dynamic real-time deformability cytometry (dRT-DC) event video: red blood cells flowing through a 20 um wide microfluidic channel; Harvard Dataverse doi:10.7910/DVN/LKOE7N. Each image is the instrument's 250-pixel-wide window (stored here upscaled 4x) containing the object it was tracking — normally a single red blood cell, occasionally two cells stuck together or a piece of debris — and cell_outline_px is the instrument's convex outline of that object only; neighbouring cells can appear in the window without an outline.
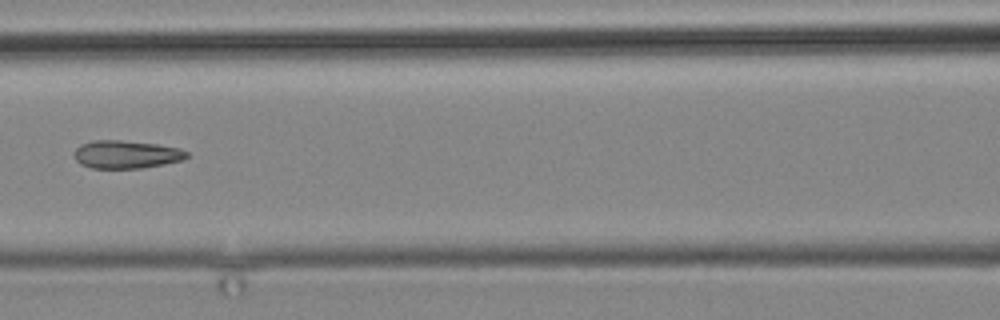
{"species": "common noctule bat (a hibernating species)", "species_latin": "Nyctalus noctula", "temperature_condition": "cold", "stored_images_in_passage": 15, "camera_frame_rate_fps": 3000, "um_per_image_px": 0.085, "animal": {"sex": "male", "body_mass_g": 19.2, "forearm_length_mm": 51.8}, "frame": {"image": 1, "passage_image": 11, "time_ms": 13.0, "image_size_px": [1000, 320], "cell_outline_px": [[188, 156], [184, 160], [164, 164], [140, 168], [92, 168], [80, 164], [76, 160], [72, 152], [80, 144], [92, 140], [120, 140], [160, 144], [180, 148], [188, 152]], "centroid_in_image_um": [10.72, 13.11], "position_along_channel_um": 155.9, "area_um2": 18.61}}
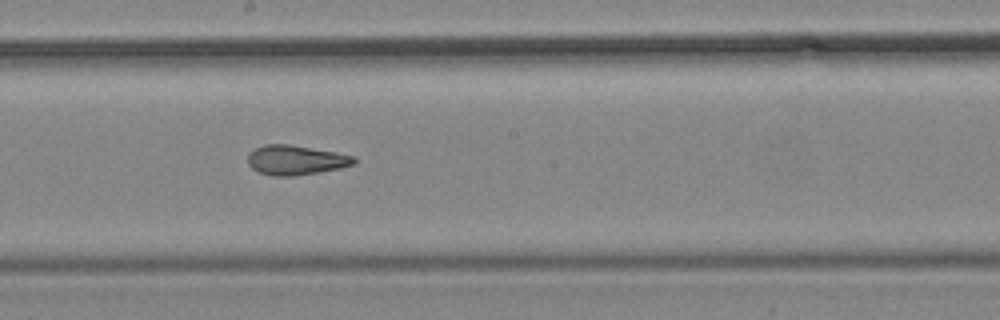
{"frame": {"image": 2, "passage_image": 13, "time_ms": 15.0, "image_size_px": [1000, 320], "cell_outline_px": [[356, 164], [340, 168], [320, 172], [292, 176], [272, 176], [260, 172], [252, 168], [248, 164], [248, 152], [264, 144], [288, 144], [336, 152], [356, 156]], "centroid_in_image_um": [25.15, 13.6], "position_along_channel_um": 223.0, "area_um2": 18.44}}
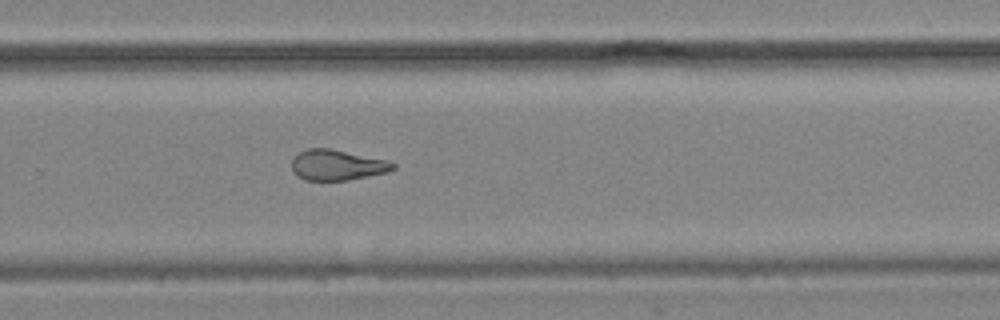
{"frame": {"image": 3, "passage_image": 15, "time_ms": 17.333, "image_size_px": [1000, 320], "cell_outline_px": [[396, 168], [388, 172], [344, 180], [304, 180], [296, 176], [292, 172], [292, 156], [308, 148], [328, 148], [388, 160], [396, 164]], "centroid_in_image_um": [28.62, 14.02], "position_along_channel_um": 301.2, "area_um2": 18.03}}